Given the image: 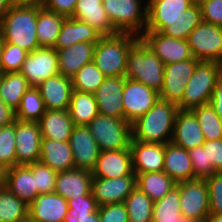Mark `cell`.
<instances>
[{
    "label": "cell",
    "mask_w": 222,
    "mask_h": 222,
    "mask_svg": "<svg viewBox=\"0 0 222 222\" xmlns=\"http://www.w3.org/2000/svg\"><path fill=\"white\" fill-rule=\"evenodd\" d=\"M76 169L92 171L100 154L99 146L87 126H74L69 138Z\"/></svg>",
    "instance_id": "cell-17"
},
{
    "label": "cell",
    "mask_w": 222,
    "mask_h": 222,
    "mask_svg": "<svg viewBox=\"0 0 222 222\" xmlns=\"http://www.w3.org/2000/svg\"><path fill=\"white\" fill-rule=\"evenodd\" d=\"M130 151L135 174L163 171L165 144L146 143L131 139Z\"/></svg>",
    "instance_id": "cell-20"
},
{
    "label": "cell",
    "mask_w": 222,
    "mask_h": 222,
    "mask_svg": "<svg viewBox=\"0 0 222 222\" xmlns=\"http://www.w3.org/2000/svg\"><path fill=\"white\" fill-rule=\"evenodd\" d=\"M198 62L199 60L193 57L185 61L165 64L163 87L159 92L160 99L178 104L183 98L186 85Z\"/></svg>",
    "instance_id": "cell-11"
},
{
    "label": "cell",
    "mask_w": 222,
    "mask_h": 222,
    "mask_svg": "<svg viewBox=\"0 0 222 222\" xmlns=\"http://www.w3.org/2000/svg\"><path fill=\"white\" fill-rule=\"evenodd\" d=\"M202 147L206 149L207 177L222 172V139L205 140Z\"/></svg>",
    "instance_id": "cell-47"
},
{
    "label": "cell",
    "mask_w": 222,
    "mask_h": 222,
    "mask_svg": "<svg viewBox=\"0 0 222 222\" xmlns=\"http://www.w3.org/2000/svg\"><path fill=\"white\" fill-rule=\"evenodd\" d=\"M15 122L0 128V164L5 168L17 165Z\"/></svg>",
    "instance_id": "cell-44"
},
{
    "label": "cell",
    "mask_w": 222,
    "mask_h": 222,
    "mask_svg": "<svg viewBox=\"0 0 222 222\" xmlns=\"http://www.w3.org/2000/svg\"><path fill=\"white\" fill-rule=\"evenodd\" d=\"M176 184L177 183L163 171L136 174V186L153 202L162 199Z\"/></svg>",
    "instance_id": "cell-34"
},
{
    "label": "cell",
    "mask_w": 222,
    "mask_h": 222,
    "mask_svg": "<svg viewBox=\"0 0 222 222\" xmlns=\"http://www.w3.org/2000/svg\"><path fill=\"white\" fill-rule=\"evenodd\" d=\"M222 77L221 64L214 61H199L188 81L179 110H192L210 103L217 81Z\"/></svg>",
    "instance_id": "cell-5"
},
{
    "label": "cell",
    "mask_w": 222,
    "mask_h": 222,
    "mask_svg": "<svg viewBox=\"0 0 222 222\" xmlns=\"http://www.w3.org/2000/svg\"><path fill=\"white\" fill-rule=\"evenodd\" d=\"M65 19L66 17L54 11H50L45 7H39L36 22V36L39 47L54 48Z\"/></svg>",
    "instance_id": "cell-32"
},
{
    "label": "cell",
    "mask_w": 222,
    "mask_h": 222,
    "mask_svg": "<svg viewBox=\"0 0 222 222\" xmlns=\"http://www.w3.org/2000/svg\"><path fill=\"white\" fill-rule=\"evenodd\" d=\"M68 111L74 126H87L99 114L95 95L73 90Z\"/></svg>",
    "instance_id": "cell-33"
},
{
    "label": "cell",
    "mask_w": 222,
    "mask_h": 222,
    "mask_svg": "<svg viewBox=\"0 0 222 222\" xmlns=\"http://www.w3.org/2000/svg\"><path fill=\"white\" fill-rule=\"evenodd\" d=\"M173 144L190 150L205 142L202 129L191 110H179L174 124Z\"/></svg>",
    "instance_id": "cell-24"
},
{
    "label": "cell",
    "mask_w": 222,
    "mask_h": 222,
    "mask_svg": "<svg viewBox=\"0 0 222 222\" xmlns=\"http://www.w3.org/2000/svg\"><path fill=\"white\" fill-rule=\"evenodd\" d=\"M29 87L27 79L20 72L0 73V98L15 111Z\"/></svg>",
    "instance_id": "cell-35"
},
{
    "label": "cell",
    "mask_w": 222,
    "mask_h": 222,
    "mask_svg": "<svg viewBox=\"0 0 222 222\" xmlns=\"http://www.w3.org/2000/svg\"><path fill=\"white\" fill-rule=\"evenodd\" d=\"M38 124L42 138L69 141L74 124L68 110H46Z\"/></svg>",
    "instance_id": "cell-30"
},
{
    "label": "cell",
    "mask_w": 222,
    "mask_h": 222,
    "mask_svg": "<svg viewBox=\"0 0 222 222\" xmlns=\"http://www.w3.org/2000/svg\"><path fill=\"white\" fill-rule=\"evenodd\" d=\"M165 64L139 39L129 50L125 77L161 91Z\"/></svg>",
    "instance_id": "cell-4"
},
{
    "label": "cell",
    "mask_w": 222,
    "mask_h": 222,
    "mask_svg": "<svg viewBox=\"0 0 222 222\" xmlns=\"http://www.w3.org/2000/svg\"><path fill=\"white\" fill-rule=\"evenodd\" d=\"M220 64H221V75H222V61L220 62Z\"/></svg>",
    "instance_id": "cell-62"
},
{
    "label": "cell",
    "mask_w": 222,
    "mask_h": 222,
    "mask_svg": "<svg viewBox=\"0 0 222 222\" xmlns=\"http://www.w3.org/2000/svg\"><path fill=\"white\" fill-rule=\"evenodd\" d=\"M180 194L182 218L189 222H205L210 215L209 193L205 179H193L176 184Z\"/></svg>",
    "instance_id": "cell-8"
},
{
    "label": "cell",
    "mask_w": 222,
    "mask_h": 222,
    "mask_svg": "<svg viewBox=\"0 0 222 222\" xmlns=\"http://www.w3.org/2000/svg\"><path fill=\"white\" fill-rule=\"evenodd\" d=\"M101 37L102 35L89 24L71 17L66 18L62 23L54 49L63 50L79 42L96 44Z\"/></svg>",
    "instance_id": "cell-28"
},
{
    "label": "cell",
    "mask_w": 222,
    "mask_h": 222,
    "mask_svg": "<svg viewBox=\"0 0 222 222\" xmlns=\"http://www.w3.org/2000/svg\"><path fill=\"white\" fill-rule=\"evenodd\" d=\"M204 22L222 27V0H197Z\"/></svg>",
    "instance_id": "cell-49"
},
{
    "label": "cell",
    "mask_w": 222,
    "mask_h": 222,
    "mask_svg": "<svg viewBox=\"0 0 222 222\" xmlns=\"http://www.w3.org/2000/svg\"><path fill=\"white\" fill-rule=\"evenodd\" d=\"M19 222H37L30 215H27L24 219H21Z\"/></svg>",
    "instance_id": "cell-60"
},
{
    "label": "cell",
    "mask_w": 222,
    "mask_h": 222,
    "mask_svg": "<svg viewBox=\"0 0 222 222\" xmlns=\"http://www.w3.org/2000/svg\"><path fill=\"white\" fill-rule=\"evenodd\" d=\"M129 222H152L154 202L137 186L124 201Z\"/></svg>",
    "instance_id": "cell-37"
},
{
    "label": "cell",
    "mask_w": 222,
    "mask_h": 222,
    "mask_svg": "<svg viewBox=\"0 0 222 222\" xmlns=\"http://www.w3.org/2000/svg\"><path fill=\"white\" fill-rule=\"evenodd\" d=\"M29 205L0 186V222H19L28 215Z\"/></svg>",
    "instance_id": "cell-39"
},
{
    "label": "cell",
    "mask_w": 222,
    "mask_h": 222,
    "mask_svg": "<svg viewBox=\"0 0 222 222\" xmlns=\"http://www.w3.org/2000/svg\"><path fill=\"white\" fill-rule=\"evenodd\" d=\"M67 203L69 208L63 222H85L89 214L98 210L93 193L82 198L67 200Z\"/></svg>",
    "instance_id": "cell-43"
},
{
    "label": "cell",
    "mask_w": 222,
    "mask_h": 222,
    "mask_svg": "<svg viewBox=\"0 0 222 222\" xmlns=\"http://www.w3.org/2000/svg\"><path fill=\"white\" fill-rule=\"evenodd\" d=\"M3 46H4V41H3L2 35L0 33V62H1V55H2Z\"/></svg>",
    "instance_id": "cell-61"
},
{
    "label": "cell",
    "mask_w": 222,
    "mask_h": 222,
    "mask_svg": "<svg viewBox=\"0 0 222 222\" xmlns=\"http://www.w3.org/2000/svg\"><path fill=\"white\" fill-rule=\"evenodd\" d=\"M3 185L27 205H30L37 196L33 164L15 165L6 169Z\"/></svg>",
    "instance_id": "cell-23"
},
{
    "label": "cell",
    "mask_w": 222,
    "mask_h": 222,
    "mask_svg": "<svg viewBox=\"0 0 222 222\" xmlns=\"http://www.w3.org/2000/svg\"><path fill=\"white\" fill-rule=\"evenodd\" d=\"M46 110H68L73 92L72 78L58 73L37 86Z\"/></svg>",
    "instance_id": "cell-21"
},
{
    "label": "cell",
    "mask_w": 222,
    "mask_h": 222,
    "mask_svg": "<svg viewBox=\"0 0 222 222\" xmlns=\"http://www.w3.org/2000/svg\"><path fill=\"white\" fill-rule=\"evenodd\" d=\"M182 219L179 189L175 186L162 199L154 202L152 222H180Z\"/></svg>",
    "instance_id": "cell-38"
},
{
    "label": "cell",
    "mask_w": 222,
    "mask_h": 222,
    "mask_svg": "<svg viewBox=\"0 0 222 222\" xmlns=\"http://www.w3.org/2000/svg\"><path fill=\"white\" fill-rule=\"evenodd\" d=\"M139 39L128 33L102 36L96 43L93 62L106 77L125 76L128 52Z\"/></svg>",
    "instance_id": "cell-3"
},
{
    "label": "cell",
    "mask_w": 222,
    "mask_h": 222,
    "mask_svg": "<svg viewBox=\"0 0 222 222\" xmlns=\"http://www.w3.org/2000/svg\"><path fill=\"white\" fill-rule=\"evenodd\" d=\"M87 127L95 138L100 151L130 148L131 123L125 119L98 114Z\"/></svg>",
    "instance_id": "cell-7"
},
{
    "label": "cell",
    "mask_w": 222,
    "mask_h": 222,
    "mask_svg": "<svg viewBox=\"0 0 222 222\" xmlns=\"http://www.w3.org/2000/svg\"><path fill=\"white\" fill-rule=\"evenodd\" d=\"M160 99L159 93L145 84L126 78L122 103L125 120L129 123L144 115Z\"/></svg>",
    "instance_id": "cell-12"
},
{
    "label": "cell",
    "mask_w": 222,
    "mask_h": 222,
    "mask_svg": "<svg viewBox=\"0 0 222 222\" xmlns=\"http://www.w3.org/2000/svg\"><path fill=\"white\" fill-rule=\"evenodd\" d=\"M197 0H148L147 25L145 31L161 32L170 23L177 21L181 14Z\"/></svg>",
    "instance_id": "cell-15"
},
{
    "label": "cell",
    "mask_w": 222,
    "mask_h": 222,
    "mask_svg": "<svg viewBox=\"0 0 222 222\" xmlns=\"http://www.w3.org/2000/svg\"><path fill=\"white\" fill-rule=\"evenodd\" d=\"M91 171L71 169L58 172L54 192L65 200L82 198L92 193Z\"/></svg>",
    "instance_id": "cell-22"
},
{
    "label": "cell",
    "mask_w": 222,
    "mask_h": 222,
    "mask_svg": "<svg viewBox=\"0 0 222 222\" xmlns=\"http://www.w3.org/2000/svg\"><path fill=\"white\" fill-rule=\"evenodd\" d=\"M135 187L136 175L119 178L93 177L92 179V193L98 206L124 203Z\"/></svg>",
    "instance_id": "cell-16"
},
{
    "label": "cell",
    "mask_w": 222,
    "mask_h": 222,
    "mask_svg": "<svg viewBox=\"0 0 222 222\" xmlns=\"http://www.w3.org/2000/svg\"><path fill=\"white\" fill-rule=\"evenodd\" d=\"M16 121V111L5 104L0 98V128Z\"/></svg>",
    "instance_id": "cell-54"
},
{
    "label": "cell",
    "mask_w": 222,
    "mask_h": 222,
    "mask_svg": "<svg viewBox=\"0 0 222 222\" xmlns=\"http://www.w3.org/2000/svg\"><path fill=\"white\" fill-rule=\"evenodd\" d=\"M205 222H222V214H210Z\"/></svg>",
    "instance_id": "cell-57"
},
{
    "label": "cell",
    "mask_w": 222,
    "mask_h": 222,
    "mask_svg": "<svg viewBox=\"0 0 222 222\" xmlns=\"http://www.w3.org/2000/svg\"><path fill=\"white\" fill-rule=\"evenodd\" d=\"M192 167L194 170V179H205L207 178V156L206 149L202 146L190 149L188 151Z\"/></svg>",
    "instance_id": "cell-51"
},
{
    "label": "cell",
    "mask_w": 222,
    "mask_h": 222,
    "mask_svg": "<svg viewBox=\"0 0 222 222\" xmlns=\"http://www.w3.org/2000/svg\"><path fill=\"white\" fill-rule=\"evenodd\" d=\"M5 168L0 164V186L4 184Z\"/></svg>",
    "instance_id": "cell-59"
},
{
    "label": "cell",
    "mask_w": 222,
    "mask_h": 222,
    "mask_svg": "<svg viewBox=\"0 0 222 222\" xmlns=\"http://www.w3.org/2000/svg\"><path fill=\"white\" fill-rule=\"evenodd\" d=\"M91 174L93 177L98 178H119L127 175H136L133 172L130 148L100 151Z\"/></svg>",
    "instance_id": "cell-19"
},
{
    "label": "cell",
    "mask_w": 222,
    "mask_h": 222,
    "mask_svg": "<svg viewBox=\"0 0 222 222\" xmlns=\"http://www.w3.org/2000/svg\"><path fill=\"white\" fill-rule=\"evenodd\" d=\"M57 174L58 172L52 170L41 161L33 163V177H35L37 196L43 193L54 192Z\"/></svg>",
    "instance_id": "cell-46"
},
{
    "label": "cell",
    "mask_w": 222,
    "mask_h": 222,
    "mask_svg": "<svg viewBox=\"0 0 222 222\" xmlns=\"http://www.w3.org/2000/svg\"><path fill=\"white\" fill-rule=\"evenodd\" d=\"M100 222H129L124 203L98 206Z\"/></svg>",
    "instance_id": "cell-50"
},
{
    "label": "cell",
    "mask_w": 222,
    "mask_h": 222,
    "mask_svg": "<svg viewBox=\"0 0 222 222\" xmlns=\"http://www.w3.org/2000/svg\"><path fill=\"white\" fill-rule=\"evenodd\" d=\"M71 18L89 24L102 36L117 34L103 7L102 0H78Z\"/></svg>",
    "instance_id": "cell-26"
},
{
    "label": "cell",
    "mask_w": 222,
    "mask_h": 222,
    "mask_svg": "<svg viewBox=\"0 0 222 222\" xmlns=\"http://www.w3.org/2000/svg\"><path fill=\"white\" fill-rule=\"evenodd\" d=\"M28 52L17 45L4 42L2 49L0 73L20 72Z\"/></svg>",
    "instance_id": "cell-45"
},
{
    "label": "cell",
    "mask_w": 222,
    "mask_h": 222,
    "mask_svg": "<svg viewBox=\"0 0 222 222\" xmlns=\"http://www.w3.org/2000/svg\"><path fill=\"white\" fill-rule=\"evenodd\" d=\"M38 11L36 6L13 4L0 22L3 41L17 45L28 53L40 48L36 36Z\"/></svg>",
    "instance_id": "cell-2"
},
{
    "label": "cell",
    "mask_w": 222,
    "mask_h": 222,
    "mask_svg": "<svg viewBox=\"0 0 222 222\" xmlns=\"http://www.w3.org/2000/svg\"><path fill=\"white\" fill-rule=\"evenodd\" d=\"M68 208L67 200L59 194L43 193L29 205L28 215L37 222H63Z\"/></svg>",
    "instance_id": "cell-25"
},
{
    "label": "cell",
    "mask_w": 222,
    "mask_h": 222,
    "mask_svg": "<svg viewBox=\"0 0 222 222\" xmlns=\"http://www.w3.org/2000/svg\"><path fill=\"white\" fill-rule=\"evenodd\" d=\"M78 0H47L45 8L66 18L72 17Z\"/></svg>",
    "instance_id": "cell-52"
},
{
    "label": "cell",
    "mask_w": 222,
    "mask_h": 222,
    "mask_svg": "<svg viewBox=\"0 0 222 222\" xmlns=\"http://www.w3.org/2000/svg\"><path fill=\"white\" fill-rule=\"evenodd\" d=\"M13 4V0H0V22L3 15L10 9Z\"/></svg>",
    "instance_id": "cell-56"
},
{
    "label": "cell",
    "mask_w": 222,
    "mask_h": 222,
    "mask_svg": "<svg viewBox=\"0 0 222 222\" xmlns=\"http://www.w3.org/2000/svg\"><path fill=\"white\" fill-rule=\"evenodd\" d=\"M196 116L205 140L222 139V121L208 103L191 110Z\"/></svg>",
    "instance_id": "cell-42"
},
{
    "label": "cell",
    "mask_w": 222,
    "mask_h": 222,
    "mask_svg": "<svg viewBox=\"0 0 222 222\" xmlns=\"http://www.w3.org/2000/svg\"><path fill=\"white\" fill-rule=\"evenodd\" d=\"M140 39L164 64L193 58L187 40L168 37L157 31H144Z\"/></svg>",
    "instance_id": "cell-13"
},
{
    "label": "cell",
    "mask_w": 222,
    "mask_h": 222,
    "mask_svg": "<svg viewBox=\"0 0 222 222\" xmlns=\"http://www.w3.org/2000/svg\"><path fill=\"white\" fill-rule=\"evenodd\" d=\"M180 222H189V221H186V220L182 219Z\"/></svg>",
    "instance_id": "cell-63"
},
{
    "label": "cell",
    "mask_w": 222,
    "mask_h": 222,
    "mask_svg": "<svg viewBox=\"0 0 222 222\" xmlns=\"http://www.w3.org/2000/svg\"><path fill=\"white\" fill-rule=\"evenodd\" d=\"M46 109L37 87H29L21 98L16 110V119L20 121L38 122Z\"/></svg>",
    "instance_id": "cell-40"
},
{
    "label": "cell",
    "mask_w": 222,
    "mask_h": 222,
    "mask_svg": "<svg viewBox=\"0 0 222 222\" xmlns=\"http://www.w3.org/2000/svg\"><path fill=\"white\" fill-rule=\"evenodd\" d=\"M176 183L194 179V170L188 150L172 142L165 144L164 169Z\"/></svg>",
    "instance_id": "cell-29"
},
{
    "label": "cell",
    "mask_w": 222,
    "mask_h": 222,
    "mask_svg": "<svg viewBox=\"0 0 222 222\" xmlns=\"http://www.w3.org/2000/svg\"><path fill=\"white\" fill-rule=\"evenodd\" d=\"M17 165L40 161L42 135L38 122L15 121Z\"/></svg>",
    "instance_id": "cell-14"
},
{
    "label": "cell",
    "mask_w": 222,
    "mask_h": 222,
    "mask_svg": "<svg viewBox=\"0 0 222 222\" xmlns=\"http://www.w3.org/2000/svg\"><path fill=\"white\" fill-rule=\"evenodd\" d=\"M85 222H100L98 210L89 214V218Z\"/></svg>",
    "instance_id": "cell-58"
},
{
    "label": "cell",
    "mask_w": 222,
    "mask_h": 222,
    "mask_svg": "<svg viewBox=\"0 0 222 222\" xmlns=\"http://www.w3.org/2000/svg\"><path fill=\"white\" fill-rule=\"evenodd\" d=\"M14 4L21 6L44 7L47 0H13Z\"/></svg>",
    "instance_id": "cell-55"
},
{
    "label": "cell",
    "mask_w": 222,
    "mask_h": 222,
    "mask_svg": "<svg viewBox=\"0 0 222 222\" xmlns=\"http://www.w3.org/2000/svg\"><path fill=\"white\" fill-rule=\"evenodd\" d=\"M105 78L95 63L89 62L72 77L73 90L94 94Z\"/></svg>",
    "instance_id": "cell-41"
},
{
    "label": "cell",
    "mask_w": 222,
    "mask_h": 222,
    "mask_svg": "<svg viewBox=\"0 0 222 222\" xmlns=\"http://www.w3.org/2000/svg\"><path fill=\"white\" fill-rule=\"evenodd\" d=\"M40 161L56 172L75 168L69 142L42 138Z\"/></svg>",
    "instance_id": "cell-31"
},
{
    "label": "cell",
    "mask_w": 222,
    "mask_h": 222,
    "mask_svg": "<svg viewBox=\"0 0 222 222\" xmlns=\"http://www.w3.org/2000/svg\"><path fill=\"white\" fill-rule=\"evenodd\" d=\"M147 3L148 0H102L103 7L115 31L138 37L146 29Z\"/></svg>",
    "instance_id": "cell-6"
},
{
    "label": "cell",
    "mask_w": 222,
    "mask_h": 222,
    "mask_svg": "<svg viewBox=\"0 0 222 222\" xmlns=\"http://www.w3.org/2000/svg\"><path fill=\"white\" fill-rule=\"evenodd\" d=\"M203 21L199 3L196 1L180 18L170 23L160 33L165 36L187 40L192 30Z\"/></svg>",
    "instance_id": "cell-36"
},
{
    "label": "cell",
    "mask_w": 222,
    "mask_h": 222,
    "mask_svg": "<svg viewBox=\"0 0 222 222\" xmlns=\"http://www.w3.org/2000/svg\"><path fill=\"white\" fill-rule=\"evenodd\" d=\"M209 193L210 214H222V172L205 178Z\"/></svg>",
    "instance_id": "cell-48"
},
{
    "label": "cell",
    "mask_w": 222,
    "mask_h": 222,
    "mask_svg": "<svg viewBox=\"0 0 222 222\" xmlns=\"http://www.w3.org/2000/svg\"><path fill=\"white\" fill-rule=\"evenodd\" d=\"M192 56L199 61H222V27L202 21L187 39Z\"/></svg>",
    "instance_id": "cell-9"
},
{
    "label": "cell",
    "mask_w": 222,
    "mask_h": 222,
    "mask_svg": "<svg viewBox=\"0 0 222 222\" xmlns=\"http://www.w3.org/2000/svg\"><path fill=\"white\" fill-rule=\"evenodd\" d=\"M96 44L79 42L71 47L56 50L59 73L72 78L85 64L93 61Z\"/></svg>",
    "instance_id": "cell-27"
},
{
    "label": "cell",
    "mask_w": 222,
    "mask_h": 222,
    "mask_svg": "<svg viewBox=\"0 0 222 222\" xmlns=\"http://www.w3.org/2000/svg\"><path fill=\"white\" fill-rule=\"evenodd\" d=\"M20 73L27 79L30 87L59 73L57 52L54 48L40 47L28 53Z\"/></svg>",
    "instance_id": "cell-10"
},
{
    "label": "cell",
    "mask_w": 222,
    "mask_h": 222,
    "mask_svg": "<svg viewBox=\"0 0 222 222\" xmlns=\"http://www.w3.org/2000/svg\"><path fill=\"white\" fill-rule=\"evenodd\" d=\"M209 104L213 107L219 119L222 121V77L217 81Z\"/></svg>",
    "instance_id": "cell-53"
},
{
    "label": "cell",
    "mask_w": 222,
    "mask_h": 222,
    "mask_svg": "<svg viewBox=\"0 0 222 222\" xmlns=\"http://www.w3.org/2000/svg\"><path fill=\"white\" fill-rule=\"evenodd\" d=\"M177 104L159 99L144 115L131 123L132 139L166 144L172 141Z\"/></svg>",
    "instance_id": "cell-1"
},
{
    "label": "cell",
    "mask_w": 222,
    "mask_h": 222,
    "mask_svg": "<svg viewBox=\"0 0 222 222\" xmlns=\"http://www.w3.org/2000/svg\"><path fill=\"white\" fill-rule=\"evenodd\" d=\"M125 76L106 77L94 93L99 114L125 119L122 95Z\"/></svg>",
    "instance_id": "cell-18"
}]
</instances>
